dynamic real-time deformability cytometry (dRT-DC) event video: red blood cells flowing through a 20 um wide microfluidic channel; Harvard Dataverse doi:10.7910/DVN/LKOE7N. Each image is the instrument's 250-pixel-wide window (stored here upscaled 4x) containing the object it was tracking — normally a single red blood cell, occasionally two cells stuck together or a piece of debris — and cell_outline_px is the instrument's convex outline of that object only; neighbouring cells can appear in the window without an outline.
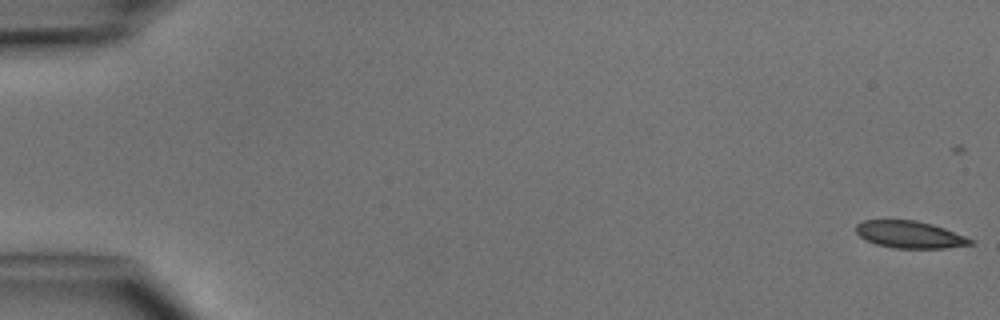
{"species": "common noctule bat (a hibernating species)", "species_latin": "Nyctalus noctula", "temperature_condition": "cold", "stored_images_in_passage": 5, "camera_frame_rate_fps": 3000, "um_per_image_px": 0.085, "animal": {"sex": "male", "body_mass_g": 15.6}, "frame": {"image": 1, "passage_image": 1, "time_ms": 0.0, "image_size_px": [1000, 320], "cell_outline_px": [[976, 240], [972, 244], [944, 248], [896, 248], [876, 244], [860, 236], [856, 232], [856, 224], [864, 220], [916, 220], [932, 224], [944, 228]], "centroid_in_image_um": [77.35, 19.93], "position_along_channel_um": 7.6, "area_um2": 17.98}}
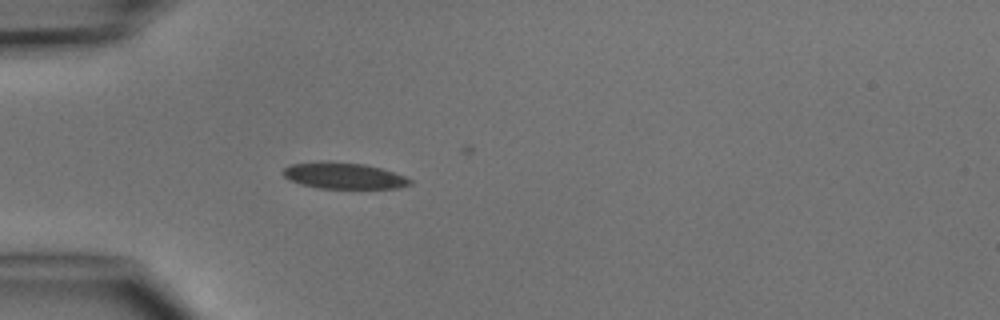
{"frame": {"image": 2, "passage_image": 5, "time_ms": 4.667, "image_size_px": [1000, 320], "cell_outline_px": [[412, 184], [400, 188], [320, 188], [300, 184], [288, 180], [280, 172], [284, 168], [292, 164], [364, 164], [380, 168], [404, 176], [412, 180]], "centroid_in_image_um": [29.25, 14.99], "position_along_channel_um": 55.7, "area_um2": 18.5}}